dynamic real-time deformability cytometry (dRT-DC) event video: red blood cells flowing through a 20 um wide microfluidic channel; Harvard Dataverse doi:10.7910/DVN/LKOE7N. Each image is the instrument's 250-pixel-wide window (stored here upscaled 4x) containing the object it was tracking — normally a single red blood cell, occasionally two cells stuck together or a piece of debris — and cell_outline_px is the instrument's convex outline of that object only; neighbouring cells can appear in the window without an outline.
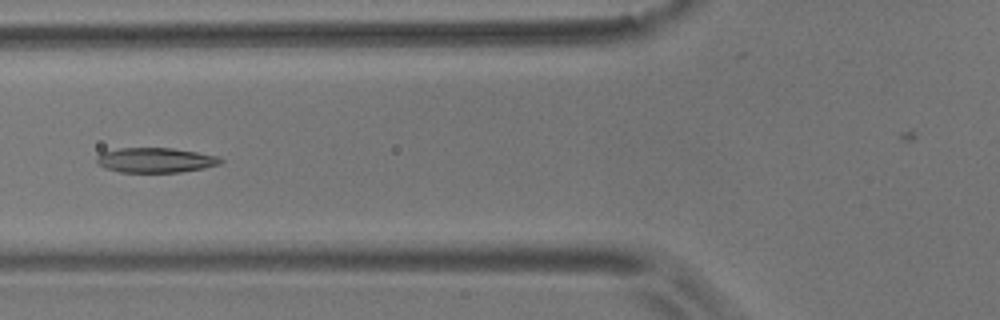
{"species": "common noctule bat (a hibernating species)", "species_latin": "Nyctalus noctula", "temperature_condition": "room temperature", "stored_images_in_passage": 8, "camera_frame_rate_fps": 3000, "um_per_image_px": 0.085, "animal": {"sex": "male", "body_mass_g": 17.9}, "frame": {"image": 1, "passage_image": 6, "time_ms": 5.667, "image_size_px": [1000, 320], "cell_outline_px": [[224, 160], [220, 164], [204, 168], [180, 172], [120, 172], [104, 168], [96, 164], [96, 156], [100, 152], [120, 148], [172, 148], [196, 152], [216, 156]], "centroid_in_image_um": [13.16, 13.61], "position_along_channel_um": 112.6, "area_um2": 18.03}}
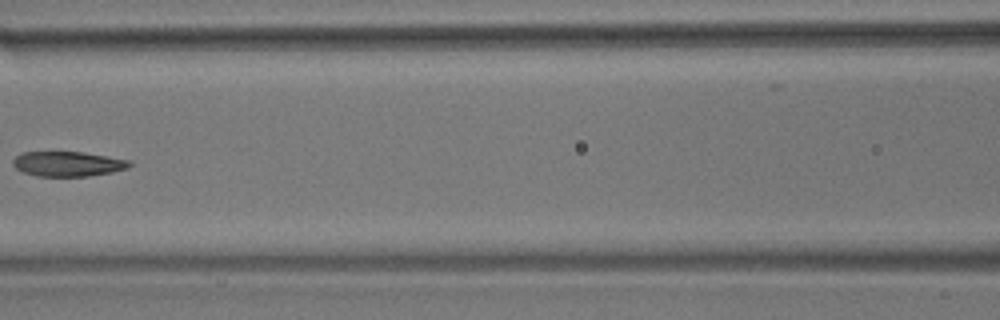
{"frame": {"image": 2, "passage_image": 7, "time_ms": 7.0, "image_size_px": [1000, 320], "cell_outline_px": [[132, 164], [128, 168], [112, 172], [88, 176], [36, 176], [24, 172], [16, 168], [12, 164], [12, 160], [20, 152], [84, 152], [132, 160]], "centroid_in_image_um": [5.79, 13.92], "position_along_channel_um": 160.8, "area_um2": 17.05}}
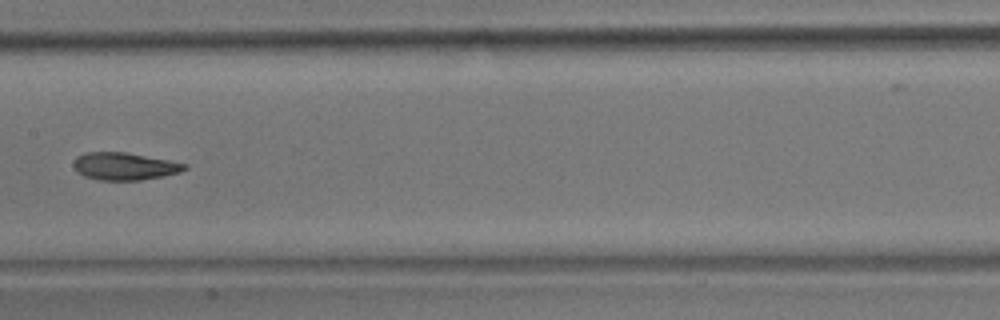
{"frame": {"image": 3, "passage_image": 8, "time_ms": 8.0, "image_size_px": [1000, 320], "cell_outline_px": [[188, 168], [180, 172], [164, 176], [140, 180], [100, 180], [84, 176], [72, 164], [76, 156], [84, 152], [124, 152], [168, 160], [188, 164]], "centroid_in_image_um": [10.59, 14.13], "position_along_channel_um": 196.8, "area_um2": 17.69}}